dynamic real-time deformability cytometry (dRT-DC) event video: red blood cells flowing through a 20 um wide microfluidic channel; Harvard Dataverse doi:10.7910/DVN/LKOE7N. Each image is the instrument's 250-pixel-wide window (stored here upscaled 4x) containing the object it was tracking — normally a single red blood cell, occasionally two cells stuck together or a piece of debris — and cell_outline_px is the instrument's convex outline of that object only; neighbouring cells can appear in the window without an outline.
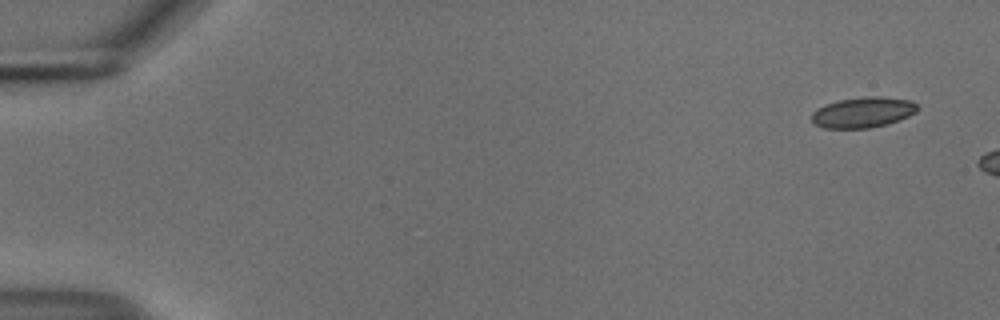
{"species": "common noctule bat (a hibernating species)", "species_latin": "Nyctalus noctula", "temperature_condition": "cold", "stored_images_in_passage": 6, "camera_frame_rate_fps": 3000, "um_per_image_px": 0.085, "animal": {"sex": "male", "body_mass_g": 18.8}, "frame": {"image": 1, "passage_image": 1, "time_ms": 0.0, "image_size_px": [1000, 320], "cell_outline_px": [[916, 112], [900, 120], [888, 124], [868, 128], [824, 128], [816, 124], [812, 120], [812, 112], [816, 108], [824, 104], [840, 100], [864, 96], [880, 96], [908, 100], [916, 104]], "centroid_in_image_um": [73.32, 9.55], "position_along_channel_um": 11.7, "area_um2": 18.79}}